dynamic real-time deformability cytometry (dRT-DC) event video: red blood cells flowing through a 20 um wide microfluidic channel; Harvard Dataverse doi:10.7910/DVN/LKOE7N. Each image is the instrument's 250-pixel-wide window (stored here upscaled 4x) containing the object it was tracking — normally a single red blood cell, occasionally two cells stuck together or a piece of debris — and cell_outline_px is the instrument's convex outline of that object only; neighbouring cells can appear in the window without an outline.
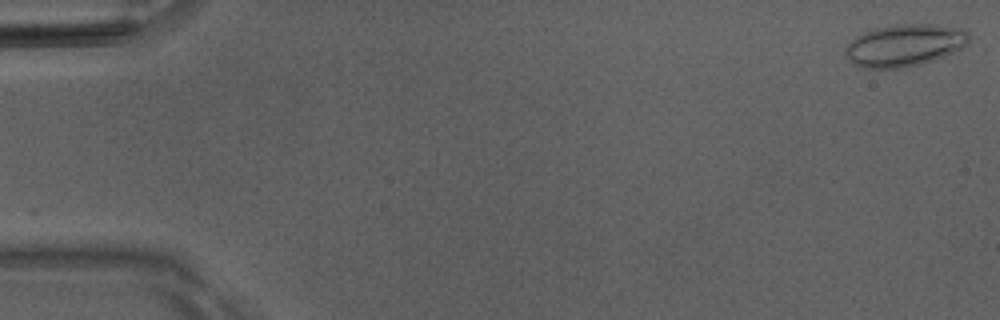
{"species": "Egyptian fruit bat (a non-hibernating species)", "species_latin": "Rousettus aegyptiacus", "temperature_condition": "room temperature", "stored_images_in_passage": 51, "camera_frame_rate_fps": 3000, "um_per_image_px": 0.085, "animal": {"sex": "male"}, "frame": {"image": 1, "passage_image": 1, "time_ms": 0.0, "image_size_px": [1000, 320], "cell_outline_px": [[968, 44], [964, 48], [944, 56], [920, 64], [896, 68], [860, 68], [848, 60], [844, 56], [844, 48], [856, 36], [864, 32], [876, 28], [896, 24], [928, 24], [964, 28], [968, 32]], "centroid_in_image_um": [76.87, 3.85], "position_along_channel_um": 8.1, "area_um2": 30.46}}
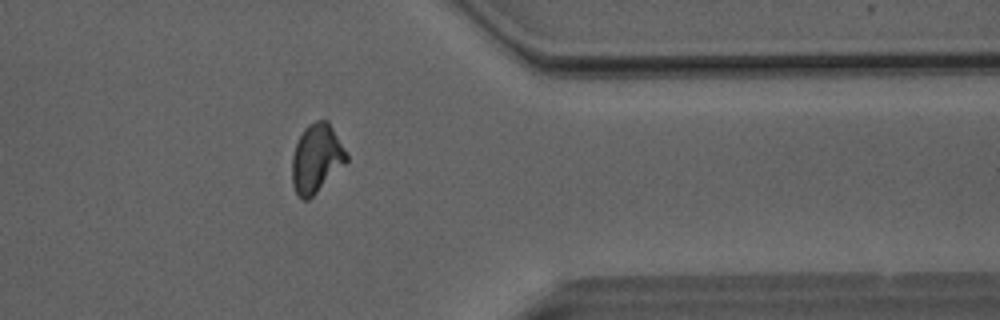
{"frame": {"image": 2, "passage_image": 41, "time_ms": 13.333, "image_size_px": [1000, 320], "cell_outline_px": [[348, 160], [308, 200], [304, 200], [296, 192], [292, 184], [292, 156], [296, 144], [304, 128], [308, 124], [316, 120], [328, 120], [348, 152]], "centroid_in_image_um": [26.91, 13.42], "position_along_channel_um": 384.5, "area_um2": 21.62}}
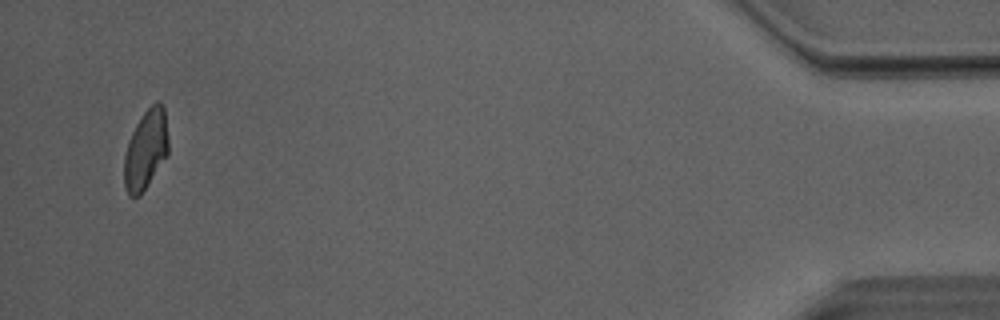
{"frame": {"image": 3, "passage_image": 49, "time_ms": 16.0, "image_size_px": [1000, 320], "cell_outline_px": [[168, 152], [140, 196], [128, 196], [124, 188], [124, 156], [128, 140], [136, 124], [144, 112], [156, 100], [160, 100], [164, 108], [168, 140]], "centroid_in_image_um": [12.37, 12.71], "position_along_channel_um": 422.8, "area_um2": 20.35}, "authors_computed_cell_mechanics": {"area_um2": 21.964, "velocity_mm_per_s": 4.0672, "shape_relaxation_time_tau1_ms": 8.0023, "shape_relaxation_time_tau2_ms": 1.1489, "deformation_change_tau1": 0.196, "deformation_change_tau2": 0.0664}}